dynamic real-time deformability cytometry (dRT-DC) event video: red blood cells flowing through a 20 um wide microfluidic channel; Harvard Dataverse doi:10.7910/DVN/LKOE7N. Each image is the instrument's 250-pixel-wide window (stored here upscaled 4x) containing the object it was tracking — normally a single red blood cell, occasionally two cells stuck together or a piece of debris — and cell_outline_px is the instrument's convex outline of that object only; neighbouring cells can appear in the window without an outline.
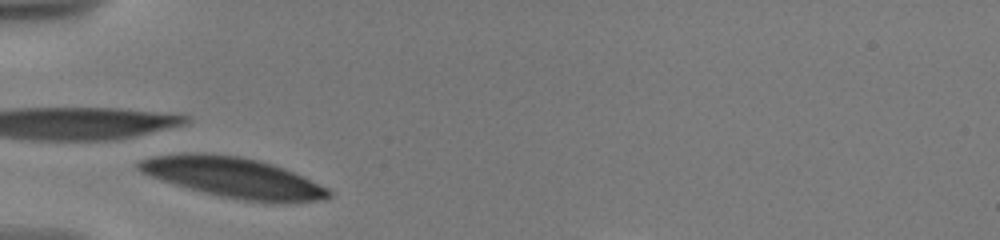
{"species": "human", "species_latin": "Homo sapiens", "temperature_condition": "warm", "stored_images_in_passage": 26, "segment_of_instrument_passage": [1, 2], "camera_frame_rate_fps": 3000, "um_per_image_px": 0.085, "donor": {"sex": "male"}, "frame": {"image": 1, "passage_image": 1, "time_ms": 0.0, "image_size_px": [1000, 240], "cell_outline_px": [[332, 196], [328, 200], [288, 204], [272, 204], [244, 200], [220, 196], [204, 192], [176, 184], [140, 172], [136, 168], [136, 164], [140, 160], [156, 156], [192, 152], [204, 152], [240, 156], [272, 164], [284, 168], [328, 188], [332, 192]], "centroid_in_image_um": [19.94, 15.11], "position_along_channel_um": 65.1, "area_um2": 44.85}}
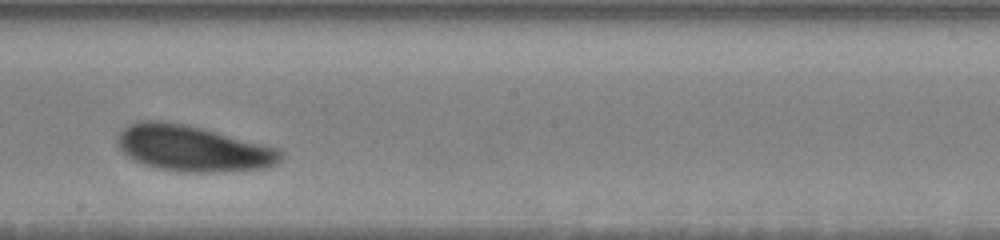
{"frame": {"image": 2, "passage_image": 13, "time_ms": 5.0, "image_size_px": [1000, 240], "cell_outline_px": [[284, 156], [276, 164], [268, 168], [224, 172], [180, 172], [156, 168], [132, 160], [120, 148], [116, 140], [116, 136], [128, 124], [140, 120], [168, 120], [188, 124], [280, 148], [284, 152]], "centroid_in_image_um": [16.41, 12.61], "position_along_channel_um": 231.8, "area_um2": 44.51}}
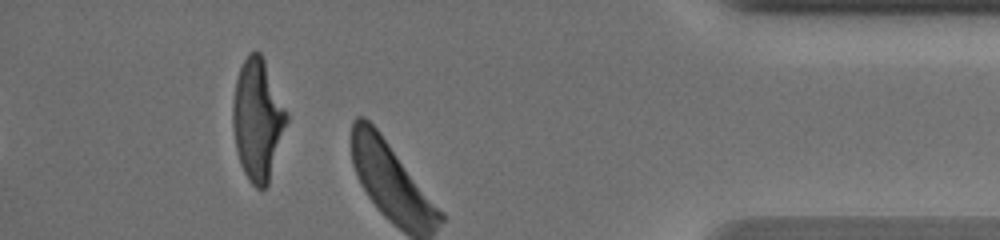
{"frame": {"image": 3, "passage_image": 24, "time_ms": 10.667, "image_size_px": [1000, 240], "cell_outline_px": [[288, 120], [268, 184], [264, 188], [256, 188], [248, 180], [240, 164], [236, 148], [232, 124], [232, 104], [236, 80], [240, 68], [248, 52], [256, 48], [260, 52], [264, 60], [288, 112]], "centroid_in_image_um": [21.89, 10.15], "position_along_channel_um": 413.3, "area_um2": 38.09}}